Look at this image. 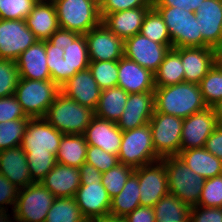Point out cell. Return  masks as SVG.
Wrapping results in <instances>:
<instances>
[{"instance_id":"obj_38","label":"cell","mask_w":222,"mask_h":222,"mask_svg":"<svg viewBox=\"0 0 222 222\" xmlns=\"http://www.w3.org/2000/svg\"><path fill=\"white\" fill-rule=\"evenodd\" d=\"M29 119L0 122V151L19 147Z\"/></svg>"},{"instance_id":"obj_4","label":"cell","mask_w":222,"mask_h":222,"mask_svg":"<svg viewBox=\"0 0 222 222\" xmlns=\"http://www.w3.org/2000/svg\"><path fill=\"white\" fill-rule=\"evenodd\" d=\"M61 29L86 34L102 23L100 5L94 0H52Z\"/></svg>"},{"instance_id":"obj_41","label":"cell","mask_w":222,"mask_h":222,"mask_svg":"<svg viewBox=\"0 0 222 222\" xmlns=\"http://www.w3.org/2000/svg\"><path fill=\"white\" fill-rule=\"evenodd\" d=\"M20 80L17 63L11 59H0V98L14 95Z\"/></svg>"},{"instance_id":"obj_32","label":"cell","mask_w":222,"mask_h":222,"mask_svg":"<svg viewBox=\"0 0 222 222\" xmlns=\"http://www.w3.org/2000/svg\"><path fill=\"white\" fill-rule=\"evenodd\" d=\"M140 206L138 176L133 172L127 179L122 191L111 199L109 215L124 218Z\"/></svg>"},{"instance_id":"obj_24","label":"cell","mask_w":222,"mask_h":222,"mask_svg":"<svg viewBox=\"0 0 222 222\" xmlns=\"http://www.w3.org/2000/svg\"><path fill=\"white\" fill-rule=\"evenodd\" d=\"M55 198L75 197L81 185L79 168L64 164H56L40 181Z\"/></svg>"},{"instance_id":"obj_47","label":"cell","mask_w":222,"mask_h":222,"mask_svg":"<svg viewBox=\"0 0 222 222\" xmlns=\"http://www.w3.org/2000/svg\"><path fill=\"white\" fill-rule=\"evenodd\" d=\"M29 119L14 95L0 98V122Z\"/></svg>"},{"instance_id":"obj_36","label":"cell","mask_w":222,"mask_h":222,"mask_svg":"<svg viewBox=\"0 0 222 222\" xmlns=\"http://www.w3.org/2000/svg\"><path fill=\"white\" fill-rule=\"evenodd\" d=\"M140 33L160 44H172L171 37L162 16L152 7L146 14Z\"/></svg>"},{"instance_id":"obj_10","label":"cell","mask_w":222,"mask_h":222,"mask_svg":"<svg viewBox=\"0 0 222 222\" xmlns=\"http://www.w3.org/2000/svg\"><path fill=\"white\" fill-rule=\"evenodd\" d=\"M149 124L156 154L177 156L180 152L183 118L154 111Z\"/></svg>"},{"instance_id":"obj_35","label":"cell","mask_w":222,"mask_h":222,"mask_svg":"<svg viewBox=\"0 0 222 222\" xmlns=\"http://www.w3.org/2000/svg\"><path fill=\"white\" fill-rule=\"evenodd\" d=\"M45 222H87L77 205L75 197L55 198Z\"/></svg>"},{"instance_id":"obj_3","label":"cell","mask_w":222,"mask_h":222,"mask_svg":"<svg viewBox=\"0 0 222 222\" xmlns=\"http://www.w3.org/2000/svg\"><path fill=\"white\" fill-rule=\"evenodd\" d=\"M95 111L59 92L44 119L62 134H84Z\"/></svg>"},{"instance_id":"obj_42","label":"cell","mask_w":222,"mask_h":222,"mask_svg":"<svg viewBox=\"0 0 222 222\" xmlns=\"http://www.w3.org/2000/svg\"><path fill=\"white\" fill-rule=\"evenodd\" d=\"M32 182H40L57 164L53 153H26Z\"/></svg>"},{"instance_id":"obj_16","label":"cell","mask_w":222,"mask_h":222,"mask_svg":"<svg viewBox=\"0 0 222 222\" xmlns=\"http://www.w3.org/2000/svg\"><path fill=\"white\" fill-rule=\"evenodd\" d=\"M218 126L212 107L183 119L180 150L203 148L206 140Z\"/></svg>"},{"instance_id":"obj_5","label":"cell","mask_w":222,"mask_h":222,"mask_svg":"<svg viewBox=\"0 0 222 222\" xmlns=\"http://www.w3.org/2000/svg\"><path fill=\"white\" fill-rule=\"evenodd\" d=\"M167 172L169 193L189 207L199 204L205 178L197 175L177 156L162 158Z\"/></svg>"},{"instance_id":"obj_9","label":"cell","mask_w":222,"mask_h":222,"mask_svg":"<svg viewBox=\"0 0 222 222\" xmlns=\"http://www.w3.org/2000/svg\"><path fill=\"white\" fill-rule=\"evenodd\" d=\"M55 196L40 182L19 189L13 210L16 222H45Z\"/></svg>"},{"instance_id":"obj_58","label":"cell","mask_w":222,"mask_h":222,"mask_svg":"<svg viewBox=\"0 0 222 222\" xmlns=\"http://www.w3.org/2000/svg\"><path fill=\"white\" fill-rule=\"evenodd\" d=\"M98 5H101L105 0H94Z\"/></svg>"},{"instance_id":"obj_19","label":"cell","mask_w":222,"mask_h":222,"mask_svg":"<svg viewBox=\"0 0 222 222\" xmlns=\"http://www.w3.org/2000/svg\"><path fill=\"white\" fill-rule=\"evenodd\" d=\"M155 111L154 91L129 94L117 126L124 132L149 123Z\"/></svg>"},{"instance_id":"obj_30","label":"cell","mask_w":222,"mask_h":222,"mask_svg":"<svg viewBox=\"0 0 222 222\" xmlns=\"http://www.w3.org/2000/svg\"><path fill=\"white\" fill-rule=\"evenodd\" d=\"M128 97L129 94L119 86L103 89L95 116L117 123L122 116Z\"/></svg>"},{"instance_id":"obj_37","label":"cell","mask_w":222,"mask_h":222,"mask_svg":"<svg viewBox=\"0 0 222 222\" xmlns=\"http://www.w3.org/2000/svg\"><path fill=\"white\" fill-rule=\"evenodd\" d=\"M199 86L203 100L208 107H212L222 100V68L215 63Z\"/></svg>"},{"instance_id":"obj_20","label":"cell","mask_w":222,"mask_h":222,"mask_svg":"<svg viewBox=\"0 0 222 222\" xmlns=\"http://www.w3.org/2000/svg\"><path fill=\"white\" fill-rule=\"evenodd\" d=\"M60 92L77 101L82 106L96 110L102 89L93 78L89 68L78 71L65 84L60 87Z\"/></svg>"},{"instance_id":"obj_44","label":"cell","mask_w":222,"mask_h":222,"mask_svg":"<svg viewBox=\"0 0 222 222\" xmlns=\"http://www.w3.org/2000/svg\"><path fill=\"white\" fill-rule=\"evenodd\" d=\"M198 205L222 207V175L205 180Z\"/></svg>"},{"instance_id":"obj_14","label":"cell","mask_w":222,"mask_h":222,"mask_svg":"<svg viewBox=\"0 0 222 222\" xmlns=\"http://www.w3.org/2000/svg\"><path fill=\"white\" fill-rule=\"evenodd\" d=\"M63 134L44 118H29L21 147L25 153H53L59 150Z\"/></svg>"},{"instance_id":"obj_34","label":"cell","mask_w":222,"mask_h":222,"mask_svg":"<svg viewBox=\"0 0 222 222\" xmlns=\"http://www.w3.org/2000/svg\"><path fill=\"white\" fill-rule=\"evenodd\" d=\"M153 209L156 222H189L190 207L170 193L163 196Z\"/></svg>"},{"instance_id":"obj_48","label":"cell","mask_w":222,"mask_h":222,"mask_svg":"<svg viewBox=\"0 0 222 222\" xmlns=\"http://www.w3.org/2000/svg\"><path fill=\"white\" fill-rule=\"evenodd\" d=\"M189 222H222V207H190Z\"/></svg>"},{"instance_id":"obj_2","label":"cell","mask_w":222,"mask_h":222,"mask_svg":"<svg viewBox=\"0 0 222 222\" xmlns=\"http://www.w3.org/2000/svg\"><path fill=\"white\" fill-rule=\"evenodd\" d=\"M155 111L187 118L206 109L200 86L189 82L156 87L154 90Z\"/></svg>"},{"instance_id":"obj_8","label":"cell","mask_w":222,"mask_h":222,"mask_svg":"<svg viewBox=\"0 0 222 222\" xmlns=\"http://www.w3.org/2000/svg\"><path fill=\"white\" fill-rule=\"evenodd\" d=\"M117 156L119 163L134 169L160 160L153 145L150 124L124 131Z\"/></svg>"},{"instance_id":"obj_15","label":"cell","mask_w":222,"mask_h":222,"mask_svg":"<svg viewBox=\"0 0 222 222\" xmlns=\"http://www.w3.org/2000/svg\"><path fill=\"white\" fill-rule=\"evenodd\" d=\"M89 61H119L124 56V41L103 23L84 34Z\"/></svg>"},{"instance_id":"obj_28","label":"cell","mask_w":222,"mask_h":222,"mask_svg":"<svg viewBox=\"0 0 222 222\" xmlns=\"http://www.w3.org/2000/svg\"><path fill=\"white\" fill-rule=\"evenodd\" d=\"M152 7H139L107 14L102 23L116 36L125 41L140 33L147 12Z\"/></svg>"},{"instance_id":"obj_21","label":"cell","mask_w":222,"mask_h":222,"mask_svg":"<svg viewBox=\"0 0 222 222\" xmlns=\"http://www.w3.org/2000/svg\"><path fill=\"white\" fill-rule=\"evenodd\" d=\"M185 82L199 85L215 64V49L212 47H180Z\"/></svg>"},{"instance_id":"obj_50","label":"cell","mask_w":222,"mask_h":222,"mask_svg":"<svg viewBox=\"0 0 222 222\" xmlns=\"http://www.w3.org/2000/svg\"><path fill=\"white\" fill-rule=\"evenodd\" d=\"M204 0H153V7H176L195 13Z\"/></svg>"},{"instance_id":"obj_54","label":"cell","mask_w":222,"mask_h":222,"mask_svg":"<svg viewBox=\"0 0 222 222\" xmlns=\"http://www.w3.org/2000/svg\"><path fill=\"white\" fill-rule=\"evenodd\" d=\"M87 222H125L124 218L107 215L101 218H96Z\"/></svg>"},{"instance_id":"obj_18","label":"cell","mask_w":222,"mask_h":222,"mask_svg":"<svg viewBox=\"0 0 222 222\" xmlns=\"http://www.w3.org/2000/svg\"><path fill=\"white\" fill-rule=\"evenodd\" d=\"M199 21L202 47L222 44V0H204L194 13Z\"/></svg>"},{"instance_id":"obj_17","label":"cell","mask_w":222,"mask_h":222,"mask_svg":"<svg viewBox=\"0 0 222 222\" xmlns=\"http://www.w3.org/2000/svg\"><path fill=\"white\" fill-rule=\"evenodd\" d=\"M75 199L87 221L109 215L111 198L101 181L81 182Z\"/></svg>"},{"instance_id":"obj_43","label":"cell","mask_w":222,"mask_h":222,"mask_svg":"<svg viewBox=\"0 0 222 222\" xmlns=\"http://www.w3.org/2000/svg\"><path fill=\"white\" fill-rule=\"evenodd\" d=\"M38 0H0V19L25 20Z\"/></svg>"},{"instance_id":"obj_13","label":"cell","mask_w":222,"mask_h":222,"mask_svg":"<svg viewBox=\"0 0 222 222\" xmlns=\"http://www.w3.org/2000/svg\"><path fill=\"white\" fill-rule=\"evenodd\" d=\"M36 41L25 20L0 19V59L16 61Z\"/></svg>"},{"instance_id":"obj_22","label":"cell","mask_w":222,"mask_h":222,"mask_svg":"<svg viewBox=\"0 0 222 222\" xmlns=\"http://www.w3.org/2000/svg\"><path fill=\"white\" fill-rule=\"evenodd\" d=\"M117 86L128 94L154 91V74L138 63L123 56L118 61Z\"/></svg>"},{"instance_id":"obj_12","label":"cell","mask_w":222,"mask_h":222,"mask_svg":"<svg viewBox=\"0 0 222 222\" xmlns=\"http://www.w3.org/2000/svg\"><path fill=\"white\" fill-rule=\"evenodd\" d=\"M171 48L172 44H160L137 33L124 41V56L154 74Z\"/></svg>"},{"instance_id":"obj_6","label":"cell","mask_w":222,"mask_h":222,"mask_svg":"<svg viewBox=\"0 0 222 222\" xmlns=\"http://www.w3.org/2000/svg\"><path fill=\"white\" fill-rule=\"evenodd\" d=\"M60 87L52 80L21 79L14 96L29 118H44Z\"/></svg>"},{"instance_id":"obj_46","label":"cell","mask_w":222,"mask_h":222,"mask_svg":"<svg viewBox=\"0 0 222 222\" xmlns=\"http://www.w3.org/2000/svg\"><path fill=\"white\" fill-rule=\"evenodd\" d=\"M139 7H153V0H105L100 5V15L103 19L107 14Z\"/></svg>"},{"instance_id":"obj_7","label":"cell","mask_w":222,"mask_h":222,"mask_svg":"<svg viewBox=\"0 0 222 222\" xmlns=\"http://www.w3.org/2000/svg\"><path fill=\"white\" fill-rule=\"evenodd\" d=\"M162 16L171 37L172 48L202 47V34L195 14L176 7H154Z\"/></svg>"},{"instance_id":"obj_57","label":"cell","mask_w":222,"mask_h":222,"mask_svg":"<svg viewBox=\"0 0 222 222\" xmlns=\"http://www.w3.org/2000/svg\"><path fill=\"white\" fill-rule=\"evenodd\" d=\"M215 63L222 68V44L215 48Z\"/></svg>"},{"instance_id":"obj_23","label":"cell","mask_w":222,"mask_h":222,"mask_svg":"<svg viewBox=\"0 0 222 222\" xmlns=\"http://www.w3.org/2000/svg\"><path fill=\"white\" fill-rule=\"evenodd\" d=\"M123 131L116 122L94 117L87 126L84 137L88 145L102 148L110 154L118 155Z\"/></svg>"},{"instance_id":"obj_25","label":"cell","mask_w":222,"mask_h":222,"mask_svg":"<svg viewBox=\"0 0 222 222\" xmlns=\"http://www.w3.org/2000/svg\"><path fill=\"white\" fill-rule=\"evenodd\" d=\"M46 57V41L37 40L16 60L20 78L51 80Z\"/></svg>"},{"instance_id":"obj_11","label":"cell","mask_w":222,"mask_h":222,"mask_svg":"<svg viewBox=\"0 0 222 222\" xmlns=\"http://www.w3.org/2000/svg\"><path fill=\"white\" fill-rule=\"evenodd\" d=\"M140 188V205L153 207L163 196L169 194L166 167L162 159L135 168Z\"/></svg>"},{"instance_id":"obj_53","label":"cell","mask_w":222,"mask_h":222,"mask_svg":"<svg viewBox=\"0 0 222 222\" xmlns=\"http://www.w3.org/2000/svg\"><path fill=\"white\" fill-rule=\"evenodd\" d=\"M81 182H96L101 181L102 173L93 165L84 162L80 167Z\"/></svg>"},{"instance_id":"obj_1","label":"cell","mask_w":222,"mask_h":222,"mask_svg":"<svg viewBox=\"0 0 222 222\" xmlns=\"http://www.w3.org/2000/svg\"><path fill=\"white\" fill-rule=\"evenodd\" d=\"M46 55L51 80L59 87L90 62L85 36L61 28L46 40Z\"/></svg>"},{"instance_id":"obj_27","label":"cell","mask_w":222,"mask_h":222,"mask_svg":"<svg viewBox=\"0 0 222 222\" xmlns=\"http://www.w3.org/2000/svg\"><path fill=\"white\" fill-rule=\"evenodd\" d=\"M25 22L36 39L40 41L48 40L60 28L56 7L52 0H38Z\"/></svg>"},{"instance_id":"obj_29","label":"cell","mask_w":222,"mask_h":222,"mask_svg":"<svg viewBox=\"0 0 222 222\" xmlns=\"http://www.w3.org/2000/svg\"><path fill=\"white\" fill-rule=\"evenodd\" d=\"M177 157L205 179L222 175V160L203 148L180 150Z\"/></svg>"},{"instance_id":"obj_45","label":"cell","mask_w":222,"mask_h":222,"mask_svg":"<svg viewBox=\"0 0 222 222\" xmlns=\"http://www.w3.org/2000/svg\"><path fill=\"white\" fill-rule=\"evenodd\" d=\"M85 162L93 165L101 173H104L119 164L117 155L107 153L102 148L92 145H88Z\"/></svg>"},{"instance_id":"obj_33","label":"cell","mask_w":222,"mask_h":222,"mask_svg":"<svg viewBox=\"0 0 222 222\" xmlns=\"http://www.w3.org/2000/svg\"><path fill=\"white\" fill-rule=\"evenodd\" d=\"M185 81L180 57V47L171 48L165 55L160 67L154 73L155 87L179 84Z\"/></svg>"},{"instance_id":"obj_26","label":"cell","mask_w":222,"mask_h":222,"mask_svg":"<svg viewBox=\"0 0 222 222\" xmlns=\"http://www.w3.org/2000/svg\"><path fill=\"white\" fill-rule=\"evenodd\" d=\"M0 174L19 189L33 183L26 153L21 146L0 151Z\"/></svg>"},{"instance_id":"obj_40","label":"cell","mask_w":222,"mask_h":222,"mask_svg":"<svg viewBox=\"0 0 222 222\" xmlns=\"http://www.w3.org/2000/svg\"><path fill=\"white\" fill-rule=\"evenodd\" d=\"M133 172L134 168L119 163L112 169L102 173L101 183L111 199L122 191L127 179Z\"/></svg>"},{"instance_id":"obj_51","label":"cell","mask_w":222,"mask_h":222,"mask_svg":"<svg viewBox=\"0 0 222 222\" xmlns=\"http://www.w3.org/2000/svg\"><path fill=\"white\" fill-rule=\"evenodd\" d=\"M125 222H156L153 207L139 206L124 217Z\"/></svg>"},{"instance_id":"obj_49","label":"cell","mask_w":222,"mask_h":222,"mask_svg":"<svg viewBox=\"0 0 222 222\" xmlns=\"http://www.w3.org/2000/svg\"><path fill=\"white\" fill-rule=\"evenodd\" d=\"M19 188L12 184L3 174H0V210H8L7 205L15 208ZM6 205V206H5Z\"/></svg>"},{"instance_id":"obj_31","label":"cell","mask_w":222,"mask_h":222,"mask_svg":"<svg viewBox=\"0 0 222 222\" xmlns=\"http://www.w3.org/2000/svg\"><path fill=\"white\" fill-rule=\"evenodd\" d=\"M87 148L83 134H63L56 161L58 164L79 168L86 160Z\"/></svg>"},{"instance_id":"obj_55","label":"cell","mask_w":222,"mask_h":222,"mask_svg":"<svg viewBox=\"0 0 222 222\" xmlns=\"http://www.w3.org/2000/svg\"><path fill=\"white\" fill-rule=\"evenodd\" d=\"M218 125L222 126V100L212 106Z\"/></svg>"},{"instance_id":"obj_39","label":"cell","mask_w":222,"mask_h":222,"mask_svg":"<svg viewBox=\"0 0 222 222\" xmlns=\"http://www.w3.org/2000/svg\"><path fill=\"white\" fill-rule=\"evenodd\" d=\"M88 68L102 90L117 86L118 61H90Z\"/></svg>"},{"instance_id":"obj_56","label":"cell","mask_w":222,"mask_h":222,"mask_svg":"<svg viewBox=\"0 0 222 222\" xmlns=\"http://www.w3.org/2000/svg\"><path fill=\"white\" fill-rule=\"evenodd\" d=\"M12 214L13 217L10 218L8 210H0V222H16L14 212Z\"/></svg>"},{"instance_id":"obj_52","label":"cell","mask_w":222,"mask_h":222,"mask_svg":"<svg viewBox=\"0 0 222 222\" xmlns=\"http://www.w3.org/2000/svg\"><path fill=\"white\" fill-rule=\"evenodd\" d=\"M204 148L211 154L222 160V126L218 125L209 138L206 140Z\"/></svg>"}]
</instances>
